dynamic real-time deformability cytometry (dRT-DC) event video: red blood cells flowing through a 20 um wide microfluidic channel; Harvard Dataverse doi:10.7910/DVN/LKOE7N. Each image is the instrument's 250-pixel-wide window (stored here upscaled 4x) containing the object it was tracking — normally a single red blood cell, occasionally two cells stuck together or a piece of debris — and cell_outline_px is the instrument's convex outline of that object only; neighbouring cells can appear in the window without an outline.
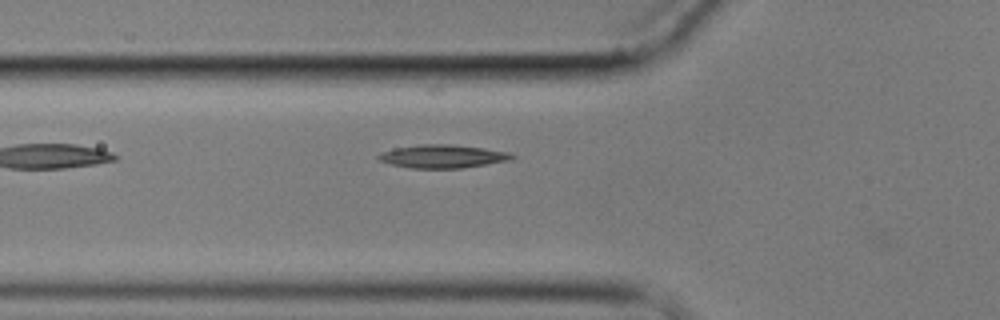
{"species": "common noctule bat (a hibernating species)", "species_latin": "Nyctalus noctula", "temperature_condition": "cold", "stored_images_in_passage": 7, "camera_frame_rate_fps": 3000, "um_per_image_px": 0.085, "animal": {"sex": "male", "body_mass_g": 17.9}, "frame": {"image": 1, "passage_image": 6, "time_ms": 6.0, "image_size_px": [1000, 320], "cell_outline_px": [[516, 156], [512, 160], [460, 168], [412, 168], [388, 164], [380, 160], [376, 156], [380, 152], [396, 148], [420, 144], [448, 144], [484, 148], [508, 152]], "centroid_in_image_um": [37.61, 13.29], "position_along_channel_um": 88.2, "area_um2": 18.03}}